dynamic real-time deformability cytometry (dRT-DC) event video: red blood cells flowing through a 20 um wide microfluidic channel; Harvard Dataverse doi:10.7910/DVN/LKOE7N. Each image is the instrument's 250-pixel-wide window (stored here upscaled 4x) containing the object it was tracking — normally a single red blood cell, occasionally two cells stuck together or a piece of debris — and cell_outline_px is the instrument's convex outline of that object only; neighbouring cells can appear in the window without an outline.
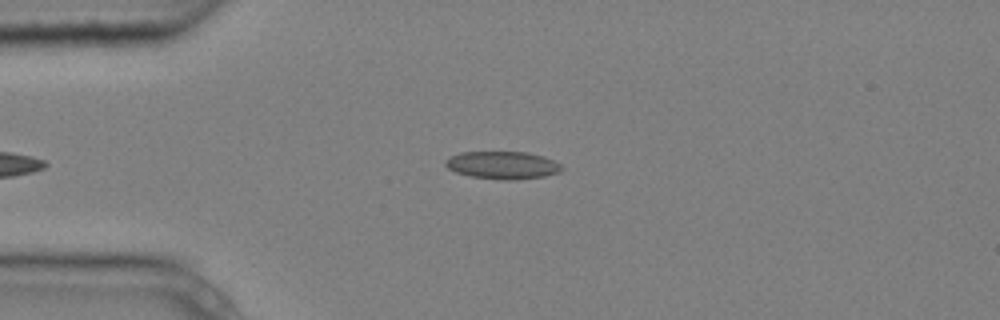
{"species": "common noctule bat (a hibernating species)", "species_latin": "Nyctalus noctula", "temperature_condition": "cold", "stored_images_in_passage": 2, "camera_frame_rate_fps": 3000, "um_per_image_px": 0.085, "animal": {"sex": "male", "body_mass_g": 20.4}, "frame": {"image": 1, "passage_image": 1, "time_ms": 0.0, "image_size_px": [1000, 320], "cell_outline_px": [[564, 168], [560, 172], [544, 176], [516, 180], [504, 180], [472, 176], [456, 172], [448, 168], [444, 164], [444, 160], [460, 152], [528, 152], [544, 156], [560, 164]], "centroid_in_image_um": [42.74, 14.03], "position_along_channel_um": 42.3, "area_um2": 18.73}}